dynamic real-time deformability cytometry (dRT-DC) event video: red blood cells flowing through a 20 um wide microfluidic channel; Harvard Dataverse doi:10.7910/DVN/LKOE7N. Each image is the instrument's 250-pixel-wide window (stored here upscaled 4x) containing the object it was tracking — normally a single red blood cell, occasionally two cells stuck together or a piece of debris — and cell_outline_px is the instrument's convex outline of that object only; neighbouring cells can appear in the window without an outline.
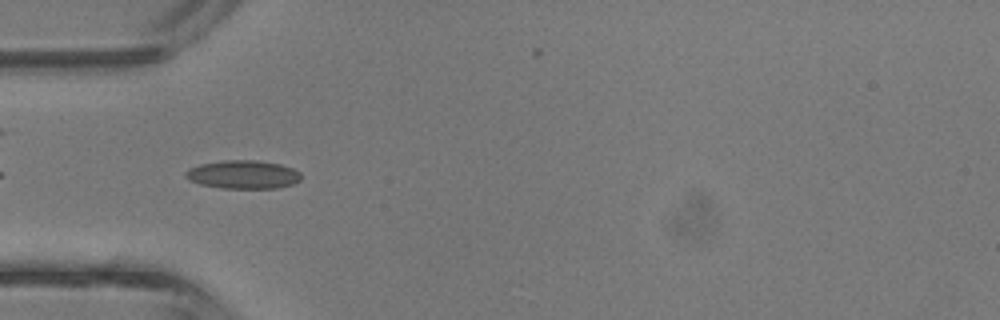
{"species": "common noctule bat (a hibernating species)", "species_latin": "Nyctalus noctula", "temperature_condition": "room temperature", "stored_images_in_passage": 41, "camera_frame_rate_fps": 3000, "um_per_image_px": 0.085, "animal": {"sex": "male", "body_mass_g": 13.3}, "frame": {"image": 1, "passage_image": 12, "time_ms": 3.667, "image_size_px": [1000, 320], "cell_outline_px": [[300, 180], [292, 184], [276, 188], [220, 188], [200, 184], [184, 176], [184, 172], [200, 164], [224, 160], [256, 160], [280, 164], [292, 168], [300, 172]], "centroid_in_image_um": [20.67, 14.83], "position_along_channel_um": 64.3, "area_um2": 18.96}}
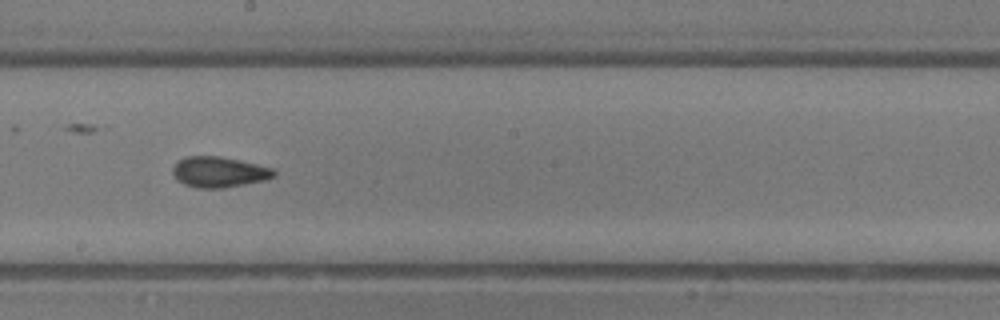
{"frame": {"image": 2, "passage_image": 22, "time_ms": 7.0, "image_size_px": [1000, 320], "cell_outline_px": [[276, 176], [264, 180], [224, 188], [196, 188], [184, 184], [172, 172], [172, 168], [184, 156], [220, 156], [240, 160], [272, 168], [276, 172]], "centroid_in_image_um": [18.63, 14.62], "position_along_channel_um": 229.6, "area_um2": 17.92}}
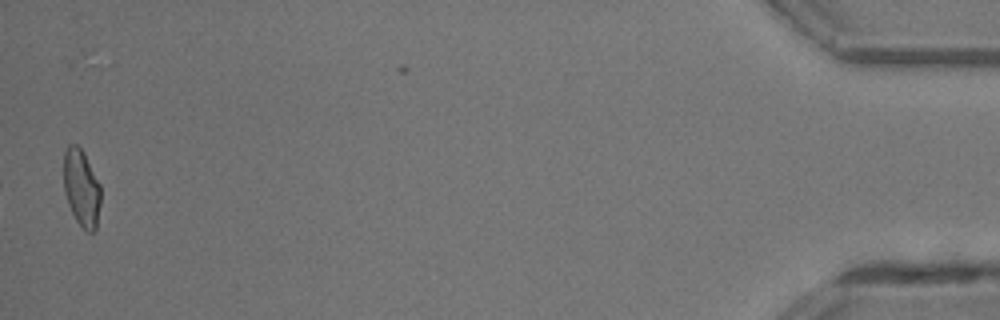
{"frame": {"image": 3, "passage_image": 40, "time_ms": 13.0, "image_size_px": [1000, 320], "cell_outline_px": [[100, 204], [96, 228], [92, 232], [88, 232], [76, 220], [68, 204], [64, 192], [64, 152], [68, 144], [76, 144], [84, 152], [100, 184]], "centroid_in_image_um": [6.92, 15.95], "position_along_channel_um": 428.3, "area_um2": 16.59}, "authors_computed_cell_mechanics": {"area_um2": 17.8602, "velocity_mm_per_s": 4.9662, "shape_relaxation_time_tau1_ms": 7.2888, "shape_relaxation_time_tau2_ms": 1.7301, "deformation_change_tau1": 0.1597, "deformation_change_tau2": 0.0841}}